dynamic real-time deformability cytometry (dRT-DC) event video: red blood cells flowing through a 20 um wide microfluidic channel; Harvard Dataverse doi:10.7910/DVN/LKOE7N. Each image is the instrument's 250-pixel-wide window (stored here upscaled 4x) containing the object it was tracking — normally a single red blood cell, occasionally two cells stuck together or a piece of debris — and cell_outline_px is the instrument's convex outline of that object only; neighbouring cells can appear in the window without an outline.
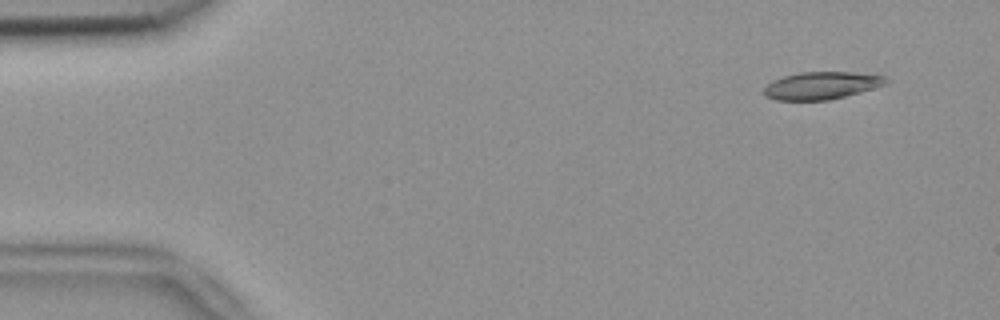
{"species": "common noctule bat (a hibernating species)", "species_latin": "Nyctalus noctula", "temperature_condition": "room temperature", "stored_images_in_passage": 50, "camera_frame_rate_fps": 3000, "um_per_image_px": 0.085, "animal": {"sex": "female", "body_mass_g": 18.4}, "frame": {"image": 1, "passage_image": 1, "time_ms": 0.0, "image_size_px": [1000, 320], "cell_outline_px": [[888, 80], [884, 84], [860, 92], [828, 100], [776, 100], [764, 96], [764, 88], [772, 80], [784, 76], [800, 72], [852, 72], [884, 76]], "centroid_in_image_um": [69.77, 7.27], "position_along_channel_um": 15.2, "area_um2": 19.31}}
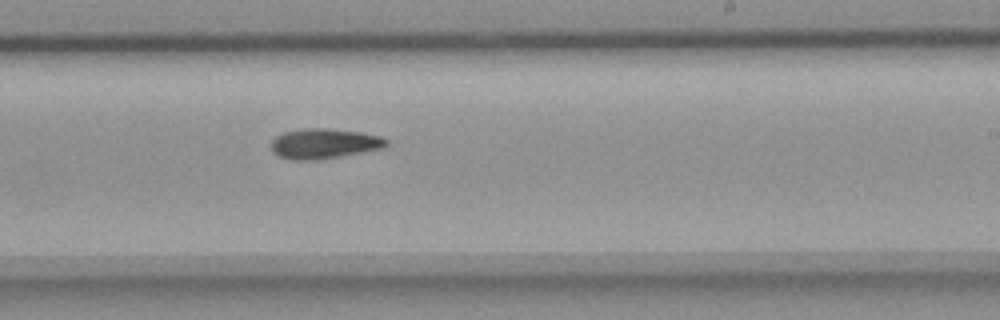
{"frame": {"image": 2, "passage_image": 29, "time_ms": 9.333, "image_size_px": [1000, 320], "cell_outline_px": [[388, 144], [384, 148], [340, 156], [316, 160], [292, 160], [280, 156], [272, 152], [272, 140], [276, 136], [284, 132], [304, 128], [328, 128], [360, 132], [380, 136], [388, 140]], "centroid_in_image_um": [27.55, 12.2], "position_along_channel_um": 261.4, "area_um2": 20.17}}
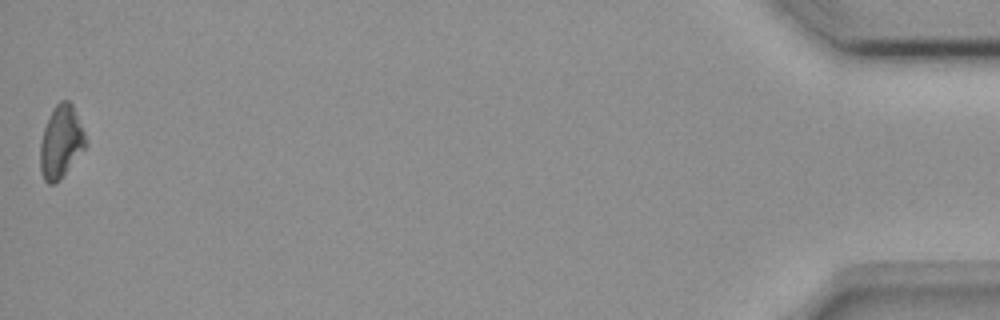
{"frame": {"image": 3, "passage_image": 50, "time_ms": 16.333, "image_size_px": [1000, 320], "cell_outline_px": [[88, 144], [60, 180], [56, 184], [48, 184], [44, 180], [40, 172], [40, 140], [44, 128], [52, 108], [60, 100], [68, 100], [72, 104], [84, 132]], "centroid_in_image_um": [5.17, 12.08], "position_along_channel_um": 430.0, "area_um2": 19.36}}